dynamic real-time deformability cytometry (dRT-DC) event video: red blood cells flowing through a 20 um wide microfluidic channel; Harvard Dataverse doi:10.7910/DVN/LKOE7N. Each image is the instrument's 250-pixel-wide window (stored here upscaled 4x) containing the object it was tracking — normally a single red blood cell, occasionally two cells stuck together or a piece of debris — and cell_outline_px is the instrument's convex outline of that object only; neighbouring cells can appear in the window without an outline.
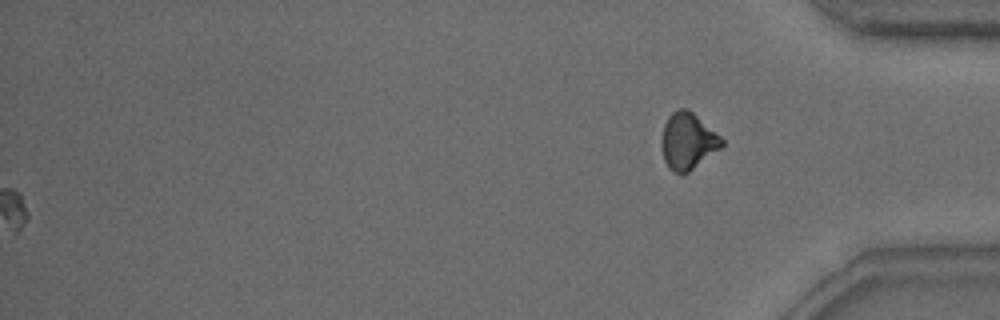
{"species": "common noctule bat (a hibernating species)", "species_latin": "Nyctalus noctula", "temperature_condition": "warm", "stored_images_in_passage": 48, "camera_frame_rate_fps": 3000, "um_per_image_px": 0.085, "animal": {"sex": "male", "body_mass_g": 15.6}, "frame": {"image": 1, "passage_image": 48, "time_ms": 15.667, "image_size_px": [1000, 320], "cell_outline_px": [[724, 144], [720, 148], [688, 172], [680, 176], [672, 172], [668, 168], [664, 160], [664, 124], [668, 116], [676, 108], [688, 108], [720, 136], [724, 140]], "centroid_in_image_um": [58.48, 12.0], "position_along_channel_um": 376.7, "area_um2": 19.48}}